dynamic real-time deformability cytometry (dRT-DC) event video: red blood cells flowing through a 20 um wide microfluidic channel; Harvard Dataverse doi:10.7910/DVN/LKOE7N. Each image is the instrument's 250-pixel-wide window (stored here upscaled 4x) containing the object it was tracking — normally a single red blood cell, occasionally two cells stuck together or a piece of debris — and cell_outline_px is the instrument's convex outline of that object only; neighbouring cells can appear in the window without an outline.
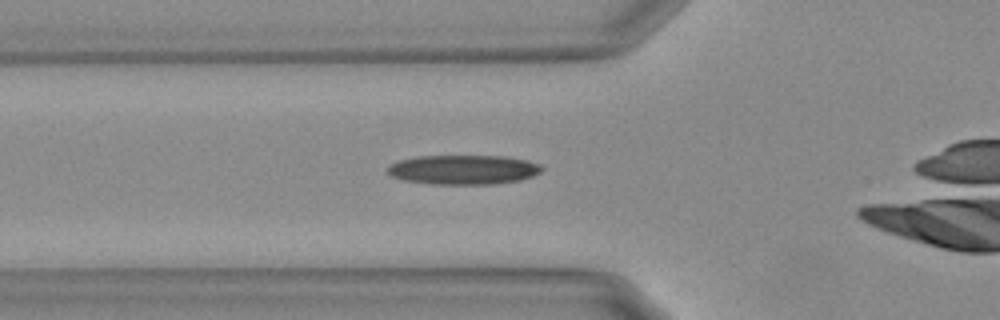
{"species": "Egyptian fruit bat (a non-hibernating species)", "species_latin": "Rousettus aegyptiacus", "temperature_condition": "warm", "stored_images_in_passage": 35, "camera_frame_rate_fps": 3000, "um_per_image_px": 0.085, "animal": {"sex": "female"}, "frame": {"image": 1, "passage_image": 10, "time_ms": 3.0, "image_size_px": [1000, 320], "cell_outline_px": [[544, 168], [540, 172], [532, 176], [520, 180], [492, 184], [432, 184], [404, 180], [392, 176], [388, 172], [388, 168], [392, 164], [400, 160], [420, 156], [500, 156], [524, 160], [540, 164]], "centroid_in_image_um": [39.4, 14.43], "position_along_channel_um": 86.4, "area_um2": 26.18}}
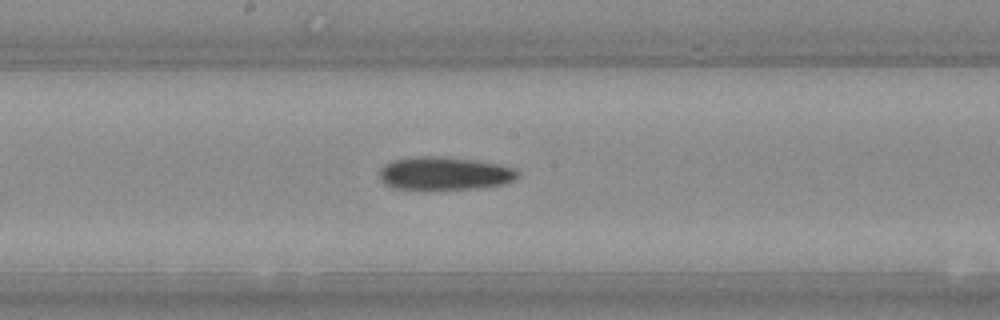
{"frame": {"image": 2, "passage_image": 20, "time_ms": 6.333, "image_size_px": [1000, 320], "cell_outline_px": [[516, 176], [512, 180], [504, 184], [476, 188], [396, 188], [384, 184], [380, 180], [380, 168], [384, 164], [392, 160], [420, 156], [432, 156], [472, 160], [496, 164], [512, 168], [516, 172]], "centroid_in_image_um": [37.7, 14.73], "position_along_channel_um": 210.5, "area_um2": 25.84}}
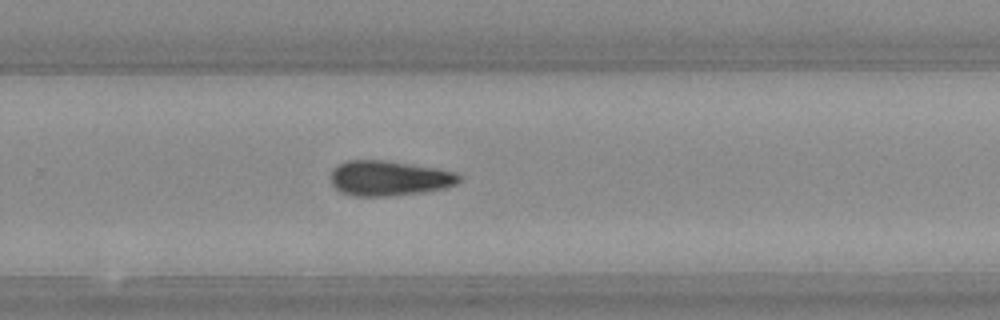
{"frame": {"image": 3, "passage_image": 27, "time_ms": 8.667, "image_size_px": [1000, 320], "cell_outline_px": [[460, 180], [456, 184], [444, 188], [424, 192], [392, 196], [352, 196], [340, 192], [332, 184], [332, 172], [340, 164], [348, 160], [384, 160], [456, 172], [460, 176]], "centroid_in_image_um": [33.07, 15.17], "position_along_channel_um": 296.7, "area_um2": 25.95}, "authors_computed_cell_mechanics": {"area_um2": 26.1834, "velocity_mm_per_s": 3.7112, "shape_relaxation_time_tau1_ms": 8.5182, "shape_relaxation_time_tau2_ms": null, "deformation_change_tau1": 0.1883, "deformation_change_tau2": null}}